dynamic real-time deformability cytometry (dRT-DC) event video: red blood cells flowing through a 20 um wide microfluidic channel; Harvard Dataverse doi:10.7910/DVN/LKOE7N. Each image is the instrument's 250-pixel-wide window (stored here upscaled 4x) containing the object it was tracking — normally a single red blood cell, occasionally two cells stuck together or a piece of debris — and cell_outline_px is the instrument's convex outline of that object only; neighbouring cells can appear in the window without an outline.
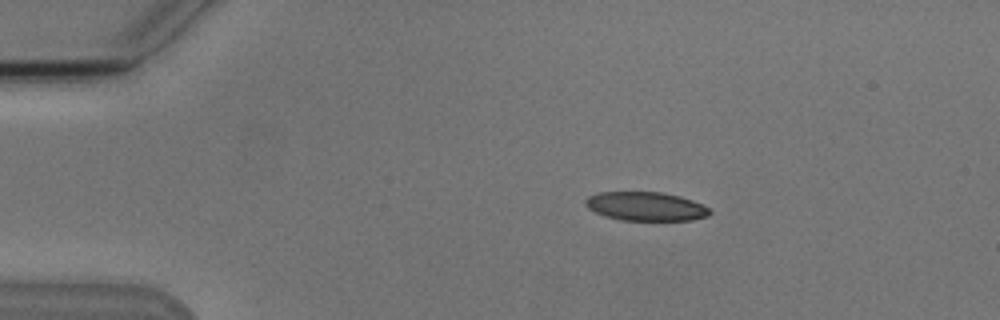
{"species": "Egyptian fruit bat (a non-hibernating species)", "species_latin": "Rousettus aegyptiacus", "temperature_condition": "cold", "stored_images_in_passage": 6, "camera_frame_rate_fps": 3000, "um_per_image_px": 0.085, "animal": {"sex": "male"}, "frame": {"image": 1, "passage_image": 3, "time_ms": 3.333, "image_size_px": [1000, 320], "cell_outline_px": [[712, 212], [708, 216], [692, 220], [620, 220], [604, 216], [588, 208], [584, 204], [584, 200], [588, 196], [600, 192], [664, 192], [680, 196], [692, 200], [708, 208]], "centroid_in_image_um": [54.87, 17.54], "position_along_channel_um": 30.1, "area_um2": 20.92}}
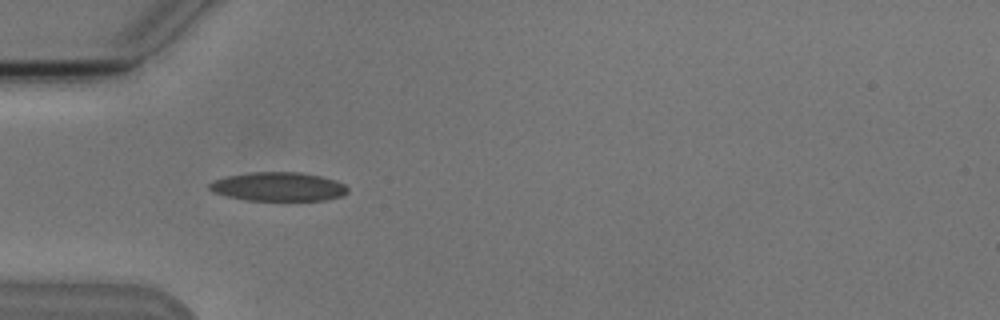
{"frame": {"image": 2, "passage_image": 5, "time_ms": 5.667, "image_size_px": [1000, 320], "cell_outline_px": [[348, 192], [344, 196], [328, 200], [244, 200], [212, 192], [208, 188], [208, 184], [224, 176], [252, 172], [300, 172], [320, 176], [336, 180], [344, 184], [348, 188]], "centroid_in_image_um": [23.68, 15.87], "position_along_channel_um": 61.3, "area_um2": 23.41}}